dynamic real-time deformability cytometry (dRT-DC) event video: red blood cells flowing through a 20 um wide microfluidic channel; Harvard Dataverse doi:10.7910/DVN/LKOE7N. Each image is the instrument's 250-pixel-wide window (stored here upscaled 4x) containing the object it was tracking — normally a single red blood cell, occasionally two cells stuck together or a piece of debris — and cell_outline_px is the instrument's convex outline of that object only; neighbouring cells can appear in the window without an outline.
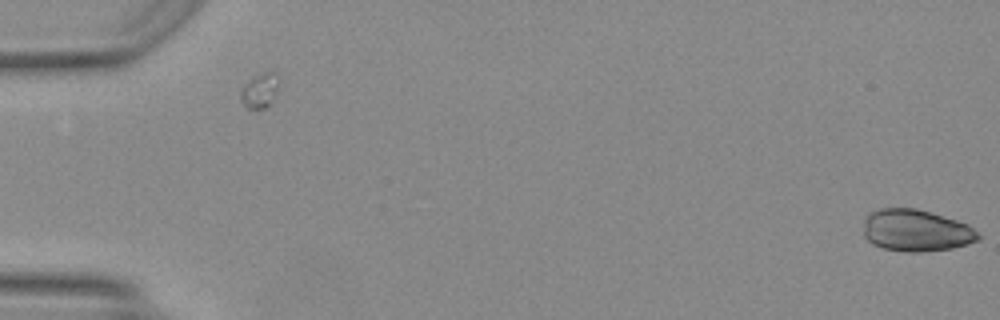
{"species": "Egyptian fruit bat (a non-hibernating species)", "species_latin": "Rousettus aegyptiacus", "temperature_condition": "warm", "stored_images_in_passage": 2, "camera_frame_rate_fps": 3000, "um_per_image_px": 0.085, "animal": {"sex": "female"}, "frame": {"image": 1, "passage_image": 2, "time_ms": 0.333, "image_size_px": [1000, 320], "cell_outline_px": [[980, 240], [952, 248], [920, 252], [904, 252], [884, 248], [872, 244], [864, 236], [864, 220], [872, 212], [880, 208], [916, 208], [956, 220], [968, 224], [980, 236]], "centroid_in_image_um": [77.86, 19.6], "position_along_channel_um": 7.1, "area_um2": 27.86}}